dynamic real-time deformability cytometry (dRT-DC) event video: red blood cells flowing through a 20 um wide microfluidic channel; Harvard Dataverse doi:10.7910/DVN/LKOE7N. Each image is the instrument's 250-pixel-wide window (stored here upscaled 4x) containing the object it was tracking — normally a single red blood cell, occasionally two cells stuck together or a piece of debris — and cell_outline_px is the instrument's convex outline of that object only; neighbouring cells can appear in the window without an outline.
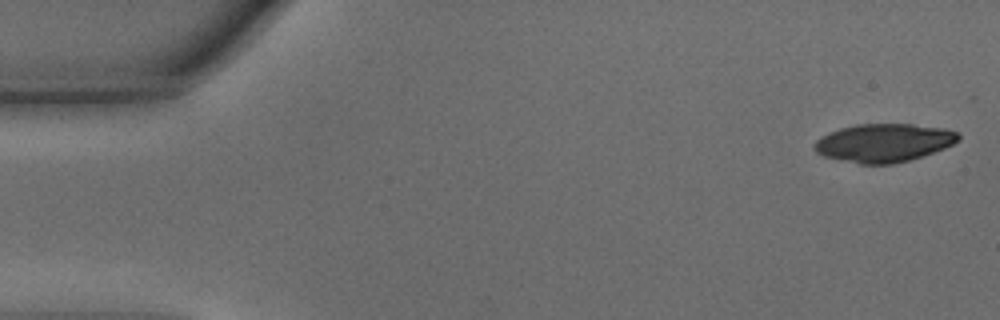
{"species": "common noctule bat (a hibernating species)", "species_latin": "Nyctalus noctula", "temperature_condition": "warm", "stored_images_in_passage": 46, "camera_frame_rate_fps": 3000, "um_per_image_px": 0.085, "animal": {"sex": "male", "body_mass_g": 15.6}, "frame": {"image": 1, "passage_image": 1, "time_ms": 0.0, "image_size_px": [1000, 320], "cell_outline_px": [[960, 140], [944, 148], [908, 160], [892, 164], [860, 164], [824, 156], [816, 152], [812, 148], [812, 144], [820, 136], [828, 132], [840, 128], [856, 124], [912, 124], [944, 128], [960, 132]], "centroid_in_image_um": [75.09, 12.13], "position_along_channel_um": 9.9, "area_um2": 32.19}}